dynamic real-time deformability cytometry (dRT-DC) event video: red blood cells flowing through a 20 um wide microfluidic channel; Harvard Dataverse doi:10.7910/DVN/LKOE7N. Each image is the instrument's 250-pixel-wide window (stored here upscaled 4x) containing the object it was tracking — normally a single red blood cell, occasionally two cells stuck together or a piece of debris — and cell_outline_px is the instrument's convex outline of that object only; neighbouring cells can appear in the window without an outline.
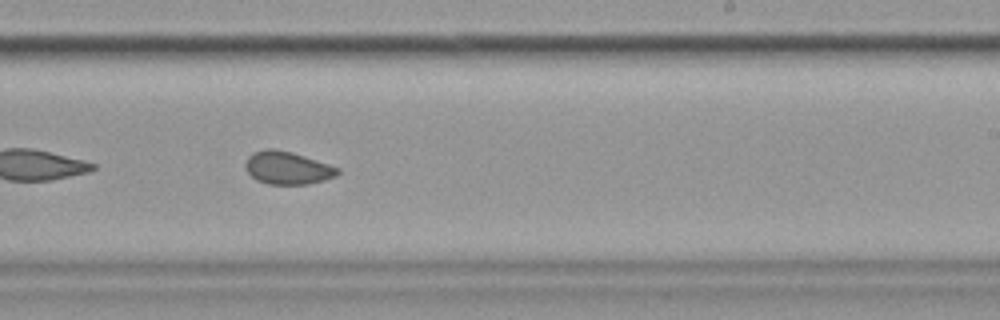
{"species": "common noctule bat (a hibernating species)", "species_latin": "Nyctalus noctula", "temperature_condition": "cold", "stored_images_in_passage": 39, "camera_frame_rate_fps": 3000, "um_per_image_px": 0.085, "animal": {"sex": "female", "body_mass_g": 19.9}, "frame": {"image": 1, "passage_image": 23, "time_ms": 7.333, "image_size_px": [1000, 320], "cell_outline_px": [[340, 172], [336, 176], [324, 180], [308, 184], [268, 184], [256, 180], [244, 168], [244, 164], [248, 156], [252, 152], [264, 148], [276, 148], [292, 152], [340, 168]], "centroid_in_image_um": [24.4, 14.26], "position_along_channel_um": 264.6, "area_um2": 17.8}}